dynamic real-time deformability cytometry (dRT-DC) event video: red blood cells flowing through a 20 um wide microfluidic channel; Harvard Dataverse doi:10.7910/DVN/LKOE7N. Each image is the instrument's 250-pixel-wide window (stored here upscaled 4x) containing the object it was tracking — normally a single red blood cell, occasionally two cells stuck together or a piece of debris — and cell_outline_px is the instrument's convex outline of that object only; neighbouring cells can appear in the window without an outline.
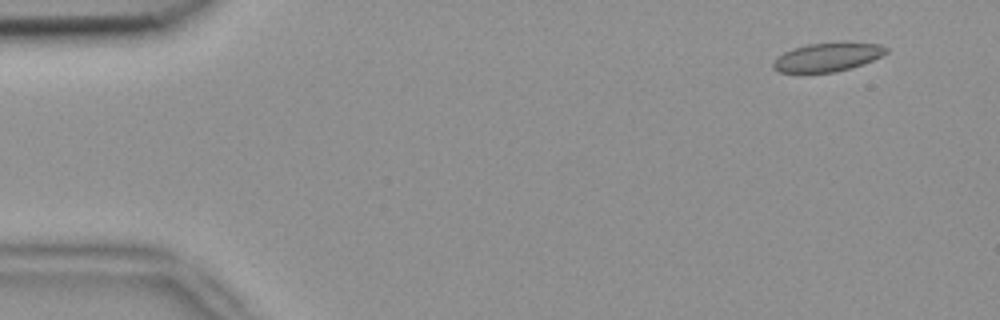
{"species": "common noctule bat (a hibernating species)", "species_latin": "Nyctalus noctula", "temperature_condition": "room temperature", "stored_images_in_passage": 4, "camera_frame_rate_fps": 3000, "um_per_image_px": 0.085, "animal": {"sex": "female", "body_mass_g": 18.4}, "frame": {"image": 1, "passage_image": 1, "time_ms": 0.0, "image_size_px": [1000, 320], "cell_outline_px": [[888, 52], [864, 64], [836, 72], [800, 76], [780, 72], [772, 68], [772, 64], [776, 56], [792, 48], [808, 44], [844, 40], [880, 44], [888, 48]], "centroid_in_image_um": [70.28, 4.87], "position_along_channel_um": 14.7, "area_um2": 20.23}}